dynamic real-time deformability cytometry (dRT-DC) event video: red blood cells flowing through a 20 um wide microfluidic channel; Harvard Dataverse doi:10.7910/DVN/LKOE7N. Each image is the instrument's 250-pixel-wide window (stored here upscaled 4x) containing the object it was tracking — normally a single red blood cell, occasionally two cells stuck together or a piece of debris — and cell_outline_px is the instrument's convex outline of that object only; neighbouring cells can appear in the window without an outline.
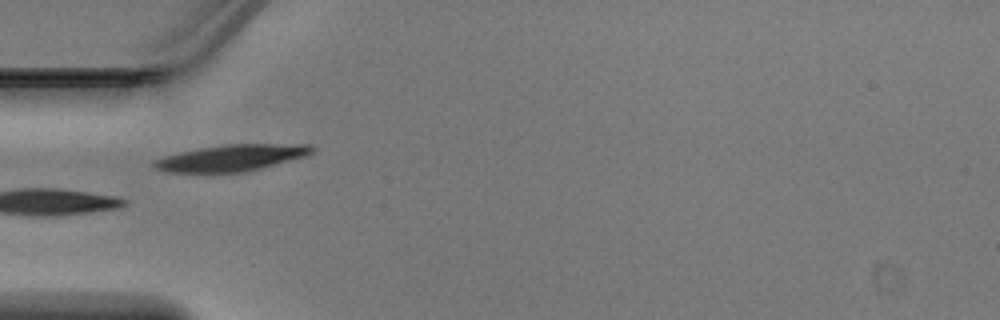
{"species": "Egyptian fruit bat (a non-hibernating species)", "species_latin": "Rousettus aegyptiacus", "temperature_condition": "warm", "stored_images_in_passage": 33, "camera_frame_rate_fps": 3000, "um_per_image_px": 0.085, "animal": {"sex": "male"}, "frame": {"image": 1, "passage_image": 1, "time_ms": 0.0, "image_size_px": [1000, 320], "cell_outline_px": [[316, 148], [312, 152], [304, 156], [260, 168], [244, 172], [164, 172], [152, 168], [152, 160], [164, 156], [180, 152], [200, 148], [224, 144], [312, 144]], "centroid_in_image_um": [19.62, 13.41], "position_along_channel_um": 65.4, "area_um2": 24.28}}
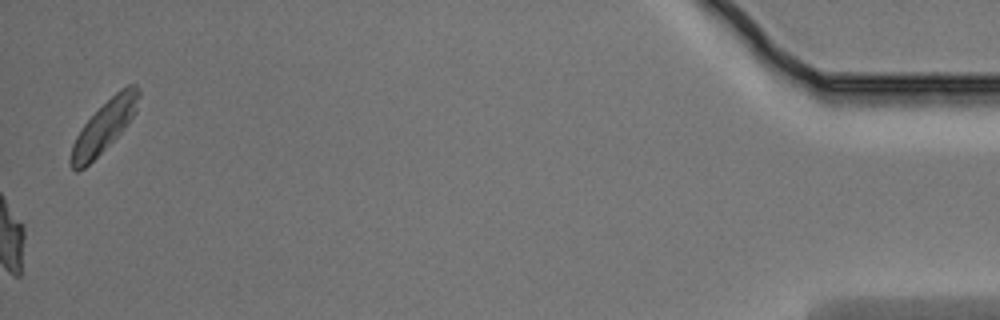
{"frame": {"image": 2, "passage_image": 33, "time_ms": 10.667, "image_size_px": [1000, 320], "cell_outline_px": [[140, 96], [136, 112], [128, 124], [84, 168], [76, 172], [72, 168], [68, 160], [72, 144], [76, 136], [84, 124], [120, 88], [128, 84], [136, 84], [140, 88]], "centroid_in_image_um": [8.86, 10.72], "position_along_channel_um": 426.3, "area_um2": 19.88}}